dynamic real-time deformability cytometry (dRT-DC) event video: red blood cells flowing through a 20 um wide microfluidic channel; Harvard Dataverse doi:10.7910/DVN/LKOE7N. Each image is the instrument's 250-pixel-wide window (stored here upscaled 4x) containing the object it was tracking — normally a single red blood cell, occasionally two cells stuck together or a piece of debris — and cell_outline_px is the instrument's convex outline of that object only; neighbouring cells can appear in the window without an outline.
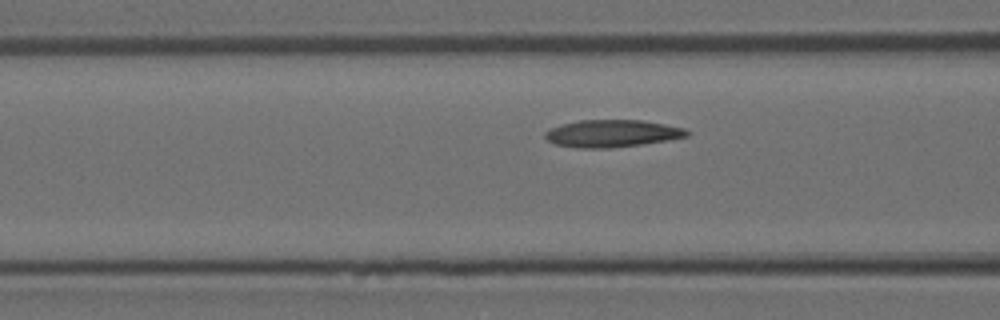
{"species": "Egyptian fruit bat (a non-hibernating species)", "species_latin": "Rousettus aegyptiacus", "temperature_condition": "room temperature", "stored_images_in_passage": 25, "camera_frame_rate_fps": 3000, "um_per_image_px": 0.085, "animal": {"sex": "female"}, "frame": {"image": 1, "passage_image": 11, "time_ms": 3.333, "image_size_px": [1000, 320], "cell_outline_px": [[692, 132], [688, 136], [668, 140], [644, 144], [608, 148], [580, 148], [556, 144], [548, 140], [544, 136], [544, 132], [548, 128], [560, 124], [580, 120], [644, 120], [684, 128]], "centroid_in_image_um": [52.03, 11.34], "position_along_channel_um": 114.6, "area_um2": 22.72}}
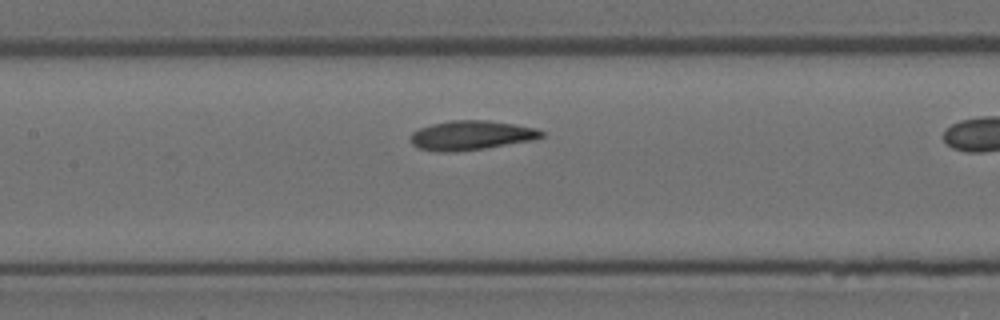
{"frame": {"image": 2, "passage_image": 15, "time_ms": 4.667, "image_size_px": [1000, 320], "cell_outline_px": [[544, 136], [532, 140], [484, 148], [452, 152], [440, 152], [420, 148], [412, 144], [412, 132], [420, 128], [432, 124], [452, 120], [488, 120], [536, 128], [544, 132]], "centroid_in_image_um": [40.06, 11.5], "position_along_channel_um": 167.3, "area_um2": 22.08}}
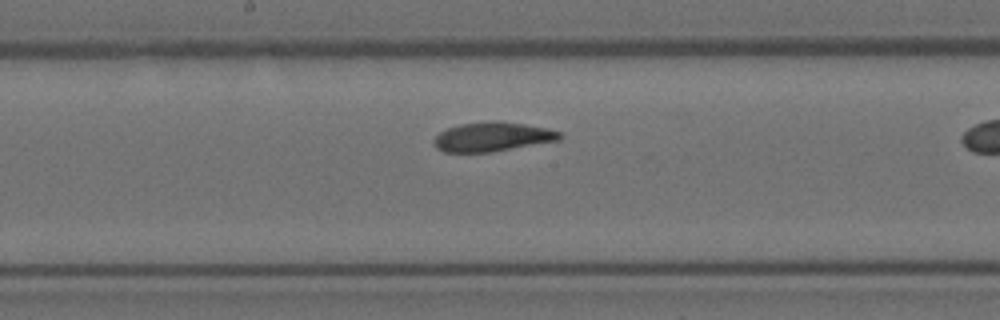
{"frame": {"image": 3, "passage_image": 18, "time_ms": 5.667, "image_size_px": [1000, 320], "cell_outline_px": [[564, 136], [560, 140], [492, 152], [444, 152], [436, 148], [432, 144], [432, 140], [440, 132], [448, 128], [460, 124], [492, 120], [496, 120], [524, 124], [548, 128], [560, 132]], "centroid_in_image_um": [41.85, 11.62], "position_along_channel_um": 206.3, "area_um2": 21.68}}